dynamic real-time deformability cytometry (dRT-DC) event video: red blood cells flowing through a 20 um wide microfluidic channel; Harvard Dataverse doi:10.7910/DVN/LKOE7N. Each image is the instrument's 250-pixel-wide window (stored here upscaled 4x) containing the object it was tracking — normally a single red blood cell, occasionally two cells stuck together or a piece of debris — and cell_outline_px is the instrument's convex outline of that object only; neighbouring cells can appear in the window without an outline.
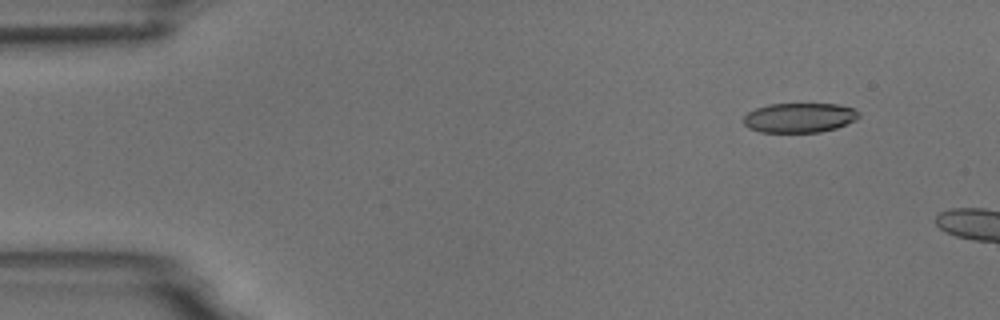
{"species": "common noctule bat (a hibernating species)", "species_latin": "Nyctalus noctula", "temperature_condition": "room temperature", "stored_images_in_passage": 4, "camera_frame_rate_fps": 3000, "um_per_image_px": 0.085, "animal": {"sex": "male", "body_mass_g": 18.8}, "frame": {"image": 1, "passage_image": 2, "time_ms": 1.333, "image_size_px": [1000, 320], "cell_outline_px": [[860, 116], [856, 120], [836, 128], [820, 132], [760, 132], [748, 128], [744, 124], [744, 116], [748, 112], [756, 108], [768, 104], [840, 104], [852, 108], [860, 112]], "centroid_in_image_um": [67.96, 10.0], "position_along_channel_um": 17.0, "area_um2": 20.0}}